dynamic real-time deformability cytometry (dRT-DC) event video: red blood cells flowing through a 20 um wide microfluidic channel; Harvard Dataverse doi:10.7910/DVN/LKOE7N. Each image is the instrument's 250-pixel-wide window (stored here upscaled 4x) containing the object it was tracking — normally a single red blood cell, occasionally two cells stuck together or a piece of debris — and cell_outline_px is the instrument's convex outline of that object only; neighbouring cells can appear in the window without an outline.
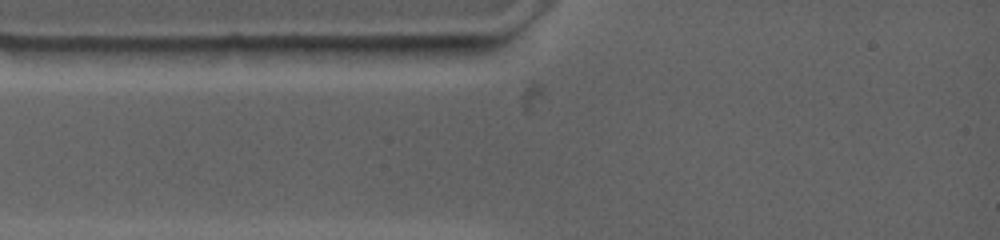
{"species": "common noctule bat (a hibernating species)", "species_latin": "Nyctalus noctula", "temperature_condition": "warm", "stored_images_in_passage": 1, "camera_frame_rate_fps": 4500, "um_per_image_px": 0.085, "animal": {"sex": "female", "body_mass_g": 19.0, "forearm_length_mm": 53.3}, "frame": {"image": 1, "passage_image": 1, "time_ms": 0.0, "image_size_px": [1000, 240], "cell_outline_px": [[444, 48], [432, 56], [312, 56], [300, 48], [396, 44], [444, 44]], "centroid_in_image_um": [32.07, 4.28], "position_along_channel_um": 52.9, "area_um2": 10.4}}